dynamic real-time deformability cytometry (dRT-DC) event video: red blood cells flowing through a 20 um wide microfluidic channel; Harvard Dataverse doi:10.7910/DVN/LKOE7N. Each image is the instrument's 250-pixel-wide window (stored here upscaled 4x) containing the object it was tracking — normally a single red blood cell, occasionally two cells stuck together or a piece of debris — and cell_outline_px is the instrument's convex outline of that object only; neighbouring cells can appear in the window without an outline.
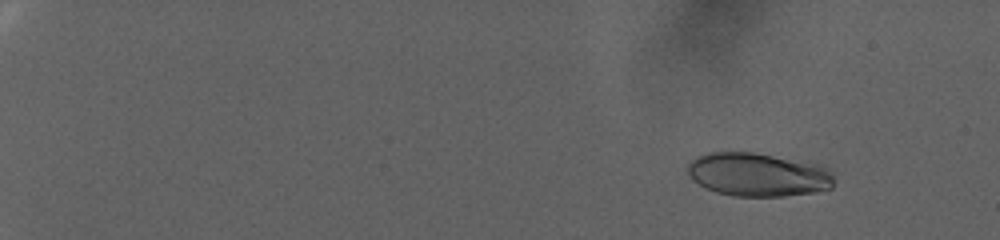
{"species": "human", "species_latin": "Homo sapiens", "temperature_condition": "warm", "stored_images_in_passage": 92, "camera_frame_rate_fps": 3000, "um_per_image_px": 0.085, "donor": {"sex": "female"}, "frame": {"image": 1, "passage_image": 12, "time_ms": 3.667, "image_size_px": [1000, 240], "cell_outline_px": [[832, 188], [816, 192], [784, 196], [732, 196], [716, 192], [692, 180], [684, 172], [688, 164], [696, 156], [708, 152], [756, 152], [824, 164], [832, 172]], "centroid_in_image_um": [64.43, 14.82], "position_along_channel_um": 20.6, "area_um2": 37.8}}
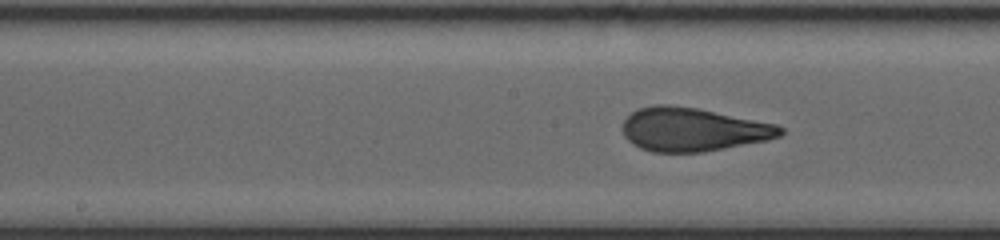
{"frame": {"image": 2, "passage_image": 55, "time_ms": 18.0, "image_size_px": [1000, 240], "cell_outline_px": [[784, 132], [780, 136], [768, 140], [704, 152], [652, 152], [640, 148], [632, 144], [624, 136], [624, 120], [632, 112], [640, 108], [656, 104], [668, 104], [696, 108], [776, 124], [784, 128]], "centroid_in_image_um": [58.9, 11.01], "position_along_channel_um": 189.3, "area_um2": 39.88}}
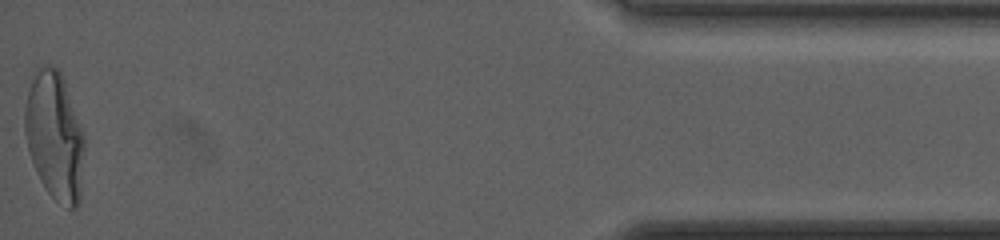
{"frame": {"image": 3, "passage_image": 92, "time_ms": 30.333, "image_size_px": [1000, 240], "cell_outline_px": [[84, 148], [80, 200], [76, 208], [68, 208], [56, 200], [44, 188], [36, 172], [28, 148], [24, 132], [24, 108], [28, 92], [32, 80], [40, 68], [44, 64], [56, 68], [60, 72], [64, 80], [84, 132]], "centroid_in_image_um": [4.65, 11.59], "position_along_channel_um": 430.5, "area_um2": 44.33}, "authors_computed_cell_mechanics": {"area_um2": 39.2462, "velocity_mm_per_s": 2.4736, "shape_relaxation_time_tau1_ms": 11.1798, "shape_relaxation_time_tau2_ms": null, "deformation_change_tau1": 0.3025, "deformation_change_tau2": null}}